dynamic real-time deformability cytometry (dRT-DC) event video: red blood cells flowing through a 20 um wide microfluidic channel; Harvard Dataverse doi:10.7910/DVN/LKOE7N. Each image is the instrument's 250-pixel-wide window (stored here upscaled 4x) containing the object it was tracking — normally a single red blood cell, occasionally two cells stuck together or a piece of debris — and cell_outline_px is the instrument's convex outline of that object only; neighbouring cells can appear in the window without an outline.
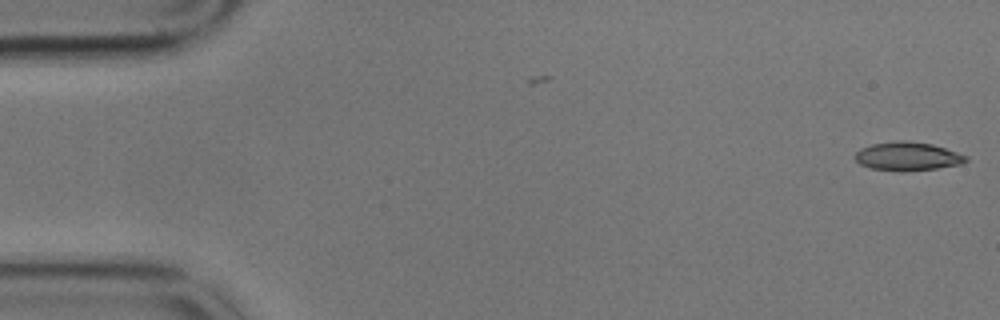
{"species": "common noctule bat (a hibernating species)", "species_latin": "Nyctalus noctula", "temperature_condition": "cold", "stored_images_in_passage": 6, "camera_frame_rate_fps": 3000, "um_per_image_px": 0.085, "animal": {"sex": "male", "body_mass_g": 17.9}, "frame": {"image": 1, "passage_image": 6, "time_ms": 1.667, "image_size_px": [1000, 320], "cell_outline_px": [[968, 160], [960, 164], [936, 168], [904, 172], [872, 168], [860, 164], [856, 160], [856, 152], [860, 148], [872, 144], [900, 140], [904, 140], [932, 144], [968, 156]], "centroid_in_image_um": [77.14, 13.29], "position_along_channel_um": 7.9, "area_um2": 18.32}}